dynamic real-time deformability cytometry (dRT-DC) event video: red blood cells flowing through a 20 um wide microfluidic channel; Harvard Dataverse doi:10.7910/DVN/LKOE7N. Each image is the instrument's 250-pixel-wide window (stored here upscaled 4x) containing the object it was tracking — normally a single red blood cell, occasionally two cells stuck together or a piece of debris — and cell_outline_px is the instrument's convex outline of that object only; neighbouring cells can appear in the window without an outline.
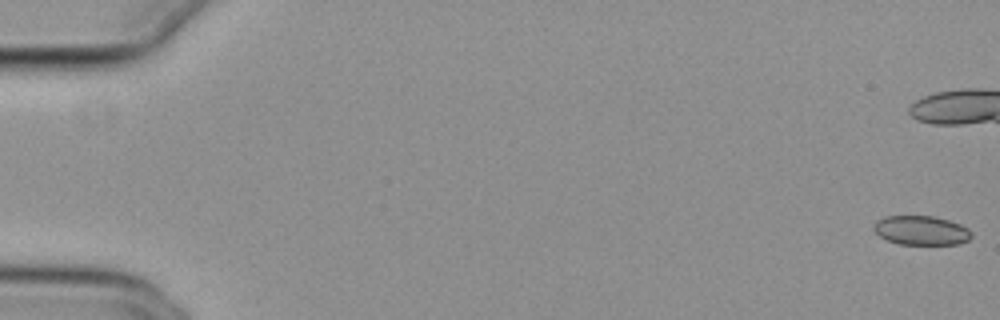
{"species": "common noctule bat (a hibernating species)", "species_latin": "Nyctalus noctula", "temperature_condition": "cold", "stored_images_in_passage": 56, "camera_frame_rate_fps": 3000, "um_per_image_px": 0.085, "animal": {"sex": "female", "body_mass_g": 29.2, "forearm_length_mm": 56.3}, "frame": {"image": 1, "passage_image": 1, "time_ms": 0.0, "image_size_px": [1000, 320], "cell_outline_px": [[972, 236], [968, 240], [960, 244], [900, 244], [888, 240], [880, 236], [872, 228], [876, 220], [884, 216], [932, 216], [948, 220], [960, 224], [968, 228], [972, 232]], "centroid_in_image_um": [78.31, 19.58], "position_along_channel_um": 6.7, "area_um2": 16.65}, "authors_computed_cell_mechanics": {"area_um2": 17.0799, "velocity_mm_per_s": 3.839, "shape_relaxation_time_tau1_ms": null, "shape_relaxation_time_tau2_ms": 4.461, "deformation_change_tau1": null, "deformation_change_tau2": 0.0656}}